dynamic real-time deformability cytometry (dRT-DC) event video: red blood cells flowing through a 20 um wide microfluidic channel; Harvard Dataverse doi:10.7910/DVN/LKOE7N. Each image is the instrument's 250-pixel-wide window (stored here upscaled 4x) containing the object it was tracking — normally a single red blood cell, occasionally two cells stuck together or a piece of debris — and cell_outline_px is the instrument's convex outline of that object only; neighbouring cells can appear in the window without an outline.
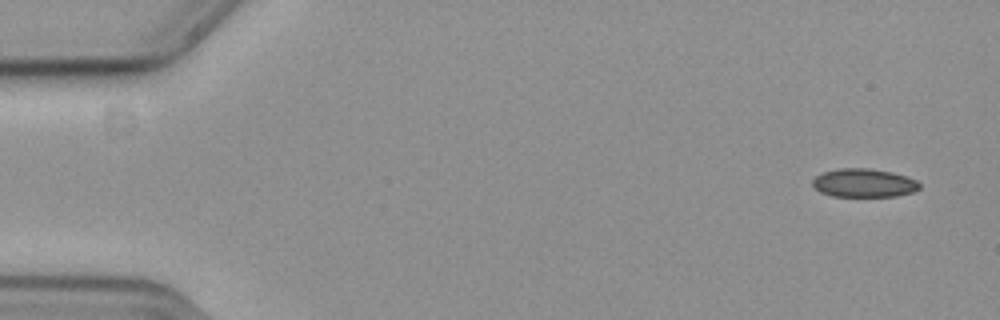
{"species": "common noctule bat (a hibernating species)", "species_latin": "Nyctalus noctula", "temperature_condition": "cold", "stored_images_in_passage": 12, "camera_frame_rate_fps": 3000, "um_per_image_px": 0.085, "animal": {"sex": "female", "body_mass_g": 19.3, "forearm_length_mm": 54.1}, "frame": {"image": 1, "passage_image": 1, "time_ms": 0.0, "image_size_px": [1000, 320], "cell_outline_px": [[920, 188], [912, 192], [896, 196], [832, 196], [820, 192], [812, 184], [812, 180], [816, 176], [824, 172], [840, 168], [868, 168], [892, 172], [916, 180], [920, 184]], "centroid_in_image_um": [73.42, 15.55], "position_along_channel_um": 11.6, "area_um2": 17.63}}